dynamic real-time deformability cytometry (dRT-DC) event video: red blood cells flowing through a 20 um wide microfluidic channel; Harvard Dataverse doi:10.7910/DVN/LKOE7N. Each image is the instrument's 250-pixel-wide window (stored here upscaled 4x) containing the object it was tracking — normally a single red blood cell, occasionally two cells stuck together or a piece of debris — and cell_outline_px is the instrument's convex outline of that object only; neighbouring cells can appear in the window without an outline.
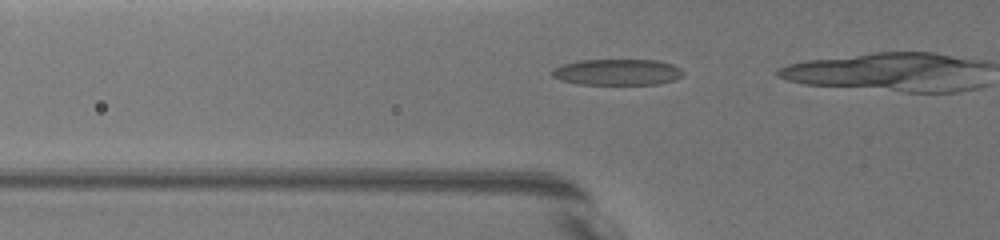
{"species": "common noctule bat (a hibernating species)", "species_latin": "Nyctalus noctula", "temperature_condition": "warm", "stored_images_in_passage": 28, "camera_frame_rate_fps": 3000, "um_per_image_px": 0.085, "animal": {"sex": "female", "body_mass_g": 19.5, "forearm_length_mm": 54.1}, "frame": {"image": 1, "passage_image": 24, "time_ms": 5.333, "image_size_px": [1000, 240], "cell_outline_px": [[684, 72], [680, 76], [672, 80], [660, 84], [580, 84], [560, 80], [552, 76], [552, 68], [564, 64], [580, 60], [656, 60], [672, 64], [680, 68]], "centroid_in_image_um": [52.45, 6.13], "position_along_channel_um": 73.3, "area_um2": 19.83}}